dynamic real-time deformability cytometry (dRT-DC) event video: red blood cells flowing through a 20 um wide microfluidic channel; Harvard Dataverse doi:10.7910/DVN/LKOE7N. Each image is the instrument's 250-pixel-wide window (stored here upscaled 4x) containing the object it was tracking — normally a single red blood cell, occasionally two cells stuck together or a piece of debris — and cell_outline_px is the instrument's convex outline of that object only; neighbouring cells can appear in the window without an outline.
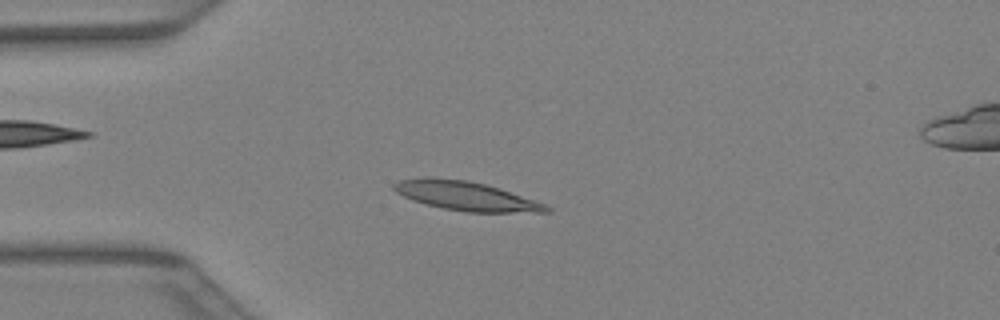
{"species": "Egyptian fruit bat (a non-hibernating species)", "species_latin": "Rousettus aegyptiacus", "temperature_condition": "warm", "stored_images_in_passage": 35, "camera_frame_rate_fps": 3000, "um_per_image_px": 0.085, "animal": {"sex": "female"}, "frame": {"image": 1, "passage_image": 5, "time_ms": 1.333, "image_size_px": [1000, 320], "cell_outline_px": [[552, 212], [468, 212], [444, 208], [412, 200], [396, 192], [392, 188], [392, 184], [400, 180], [424, 176], [432, 176], [468, 180], [500, 188], [544, 204], [552, 208]], "centroid_in_image_um": [39.56, 16.63], "position_along_channel_um": 45.4, "area_um2": 25.78}}
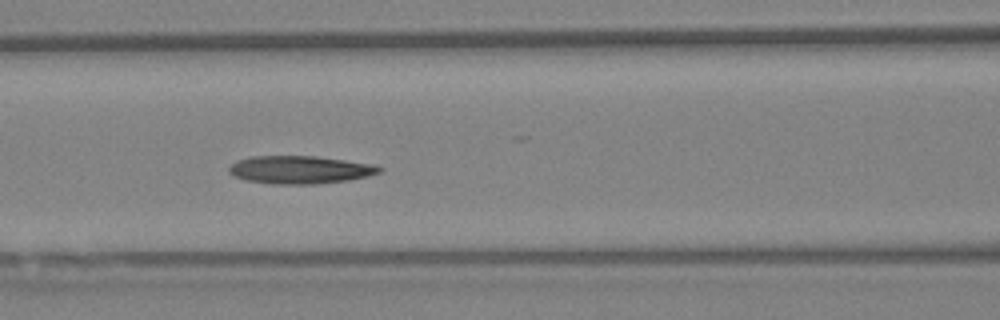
{"frame": {"image": 2, "passage_image": 12, "time_ms": 3.667, "image_size_px": [1000, 320], "cell_outline_px": [[384, 168], [380, 172], [368, 176], [348, 180], [316, 184], [272, 184], [244, 180], [228, 172], [228, 168], [236, 160], [252, 156], [316, 156], [376, 164]], "centroid_in_image_um": [25.51, 14.42], "position_along_channel_um": 141.1, "area_um2": 24.62}}
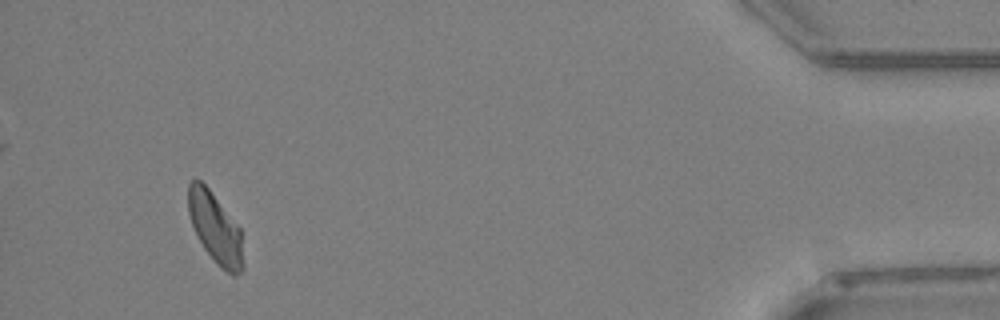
{"frame": {"image": 3, "passage_image": 33, "time_ms": 10.667, "image_size_px": [1000, 320], "cell_outline_px": [[244, 268], [236, 276], [232, 276], [220, 268], [216, 264], [204, 248], [192, 224], [188, 212], [188, 184], [192, 180], [200, 180], [208, 188], [240, 228], [244, 264]], "centroid_in_image_um": [18.32, 19.44], "position_along_channel_um": 416.9, "area_um2": 22.43}}